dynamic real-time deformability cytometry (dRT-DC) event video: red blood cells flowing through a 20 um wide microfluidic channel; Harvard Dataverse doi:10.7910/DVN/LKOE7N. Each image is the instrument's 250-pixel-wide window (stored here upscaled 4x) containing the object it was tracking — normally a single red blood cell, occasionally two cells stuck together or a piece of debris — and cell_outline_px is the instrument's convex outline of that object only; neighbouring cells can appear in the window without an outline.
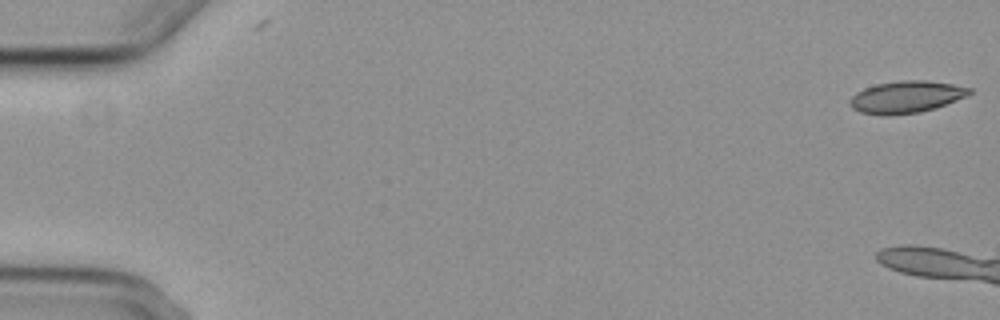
{"species": "common noctule bat (a hibernating species)", "species_latin": "Nyctalus noctula", "temperature_condition": "cold", "stored_images_in_passage": 4, "camera_frame_rate_fps": 3000, "um_per_image_px": 0.085, "animal": {"sex": "female", "body_mass_g": 29.2, "forearm_length_mm": 56.3}, "frame": {"image": 1, "passage_image": 1, "time_ms": 0.0, "image_size_px": [1000, 320], "cell_outline_px": [[972, 92], [968, 96], [936, 108], [920, 112], [888, 116], [884, 116], [860, 112], [852, 108], [848, 104], [848, 100], [856, 92], [864, 88], [876, 84], [900, 80], [928, 80], [952, 84], [972, 88]], "centroid_in_image_um": [77.02, 8.25], "position_along_channel_um": 8.0, "area_um2": 22.66}}